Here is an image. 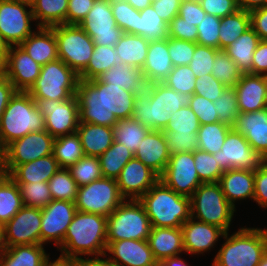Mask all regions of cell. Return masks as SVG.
<instances>
[{"mask_svg":"<svg viewBox=\"0 0 267 266\" xmlns=\"http://www.w3.org/2000/svg\"><path fill=\"white\" fill-rule=\"evenodd\" d=\"M136 94L97 79H79L75 97L80 122L113 127L119 119L132 117Z\"/></svg>","mask_w":267,"mask_h":266,"instance_id":"6da1fadb","label":"cell"},{"mask_svg":"<svg viewBox=\"0 0 267 266\" xmlns=\"http://www.w3.org/2000/svg\"><path fill=\"white\" fill-rule=\"evenodd\" d=\"M107 248V217L76 211L59 250V257L81 259V255L104 257ZM80 255V257H79Z\"/></svg>","mask_w":267,"mask_h":266,"instance_id":"7a4b0ae2","label":"cell"},{"mask_svg":"<svg viewBox=\"0 0 267 266\" xmlns=\"http://www.w3.org/2000/svg\"><path fill=\"white\" fill-rule=\"evenodd\" d=\"M139 201L145 208L152 227L179 228L190 217V197L174 192L158 180Z\"/></svg>","mask_w":267,"mask_h":266,"instance_id":"3957f363","label":"cell"},{"mask_svg":"<svg viewBox=\"0 0 267 266\" xmlns=\"http://www.w3.org/2000/svg\"><path fill=\"white\" fill-rule=\"evenodd\" d=\"M228 235L212 266H258L267 252V229L244 227Z\"/></svg>","mask_w":267,"mask_h":266,"instance_id":"277c9868","label":"cell"},{"mask_svg":"<svg viewBox=\"0 0 267 266\" xmlns=\"http://www.w3.org/2000/svg\"><path fill=\"white\" fill-rule=\"evenodd\" d=\"M45 130L43 115L27 91H16L0 117V140L4 147L30 132Z\"/></svg>","mask_w":267,"mask_h":266,"instance_id":"5b68a950","label":"cell"},{"mask_svg":"<svg viewBox=\"0 0 267 266\" xmlns=\"http://www.w3.org/2000/svg\"><path fill=\"white\" fill-rule=\"evenodd\" d=\"M191 217L228 232L235 208L225 198L220 184L202 183L190 197Z\"/></svg>","mask_w":267,"mask_h":266,"instance_id":"8992f818","label":"cell"},{"mask_svg":"<svg viewBox=\"0 0 267 266\" xmlns=\"http://www.w3.org/2000/svg\"><path fill=\"white\" fill-rule=\"evenodd\" d=\"M79 75L61 59L41 67L40 75L27 91L33 99L64 101L75 96Z\"/></svg>","mask_w":267,"mask_h":266,"instance_id":"52a82bcc","label":"cell"},{"mask_svg":"<svg viewBox=\"0 0 267 266\" xmlns=\"http://www.w3.org/2000/svg\"><path fill=\"white\" fill-rule=\"evenodd\" d=\"M151 222L139 200H124L107 217V241L147 240Z\"/></svg>","mask_w":267,"mask_h":266,"instance_id":"ba28073f","label":"cell"},{"mask_svg":"<svg viewBox=\"0 0 267 266\" xmlns=\"http://www.w3.org/2000/svg\"><path fill=\"white\" fill-rule=\"evenodd\" d=\"M58 56L78 75L87 67L94 50L92 38L78 24L52 26Z\"/></svg>","mask_w":267,"mask_h":266,"instance_id":"9c48e42d","label":"cell"},{"mask_svg":"<svg viewBox=\"0 0 267 266\" xmlns=\"http://www.w3.org/2000/svg\"><path fill=\"white\" fill-rule=\"evenodd\" d=\"M124 200L117 181L102 177L78 187L75 206L77 211L108 217Z\"/></svg>","mask_w":267,"mask_h":266,"instance_id":"30bf717a","label":"cell"},{"mask_svg":"<svg viewBox=\"0 0 267 266\" xmlns=\"http://www.w3.org/2000/svg\"><path fill=\"white\" fill-rule=\"evenodd\" d=\"M55 138L46 130L30 132L5 147L1 163L5 175H9L18 165L53 154Z\"/></svg>","mask_w":267,"mask_h":266,"instance_id":"8fae6325","label":"cell"},{"mask_svg":"<svg viewBox=\"0 0 267 266\" xmlns=\"http://www.w3.org/2000/svg\"><path fill=\"white\" fill-rule=\"evenodd\" d=\"M44 117L45 130L54 138L77 132L80 122L79 107L75 96L68 100L34 99Z\"/></svg>","mask_w":267,"mask_h":266,"instance_id":"7c38bea8","label":"cell"},{"mask_svg":"<svg viewBox=\"0 0 267 266\" xmlns=\"http://www.w3.org/2000/svg\"><path fill=\"white\" fill-rule=\"evenodd\" d=\"M213 155L223 171L230 169L255 171L266 161L251 147L244 135L233 128L227 133L221 150Z\"/></svg>","mask_w":267,"mask_h":266,"instance_id":"4fadbf2b","label":"cell"},{"mask_svg":"<svg viewBox=\"0 0 267 266\" xmlns=\"http://www.w3.org/2000/svg\"><path fill=\"white\" fill-rule=\"evenodd\" d=\"M172 114L163 106V83L147 84L144 91L137 93L134 101L132 119L139 121L151 130L163 131L170 122Z\"/></svg>","mask_w":267,"mask_h":266,"instance_id":"5bb4252c","label":"cell"},{"mask_svg":"<svg viewBox=\"0 0 267 266\" xmlns=\"http://www.w3.org/2000/svg\"><path fill=\"white\" fill-rule=\"evenodd\" d=\"M78 25L92 38L95 45L114 47L123 34L116 25L109 0H96Z\"/></svg>","mask_w":267,"mask_h":266,"instance_id":"9a60e30c","label":"cell"},{"mask_svg":"<svg viewBox=\"0 0 267 266\" xmlns=\"http://www.w3.org/2000/svg\"><path fill=\"white\" fill-rule=\"evenodd\" d=\"M31 21H34L31 6L11 0H0V35L9 47L19 46L33 33Z\"/></svg>","mask_w":267,"mask_h":266,"instance_id":"2e32d148","label":"cell"},{"mask_svg":"<svg viewBox=\"0 0 267 266\" xmlns=\"http://www.w3.org/2000/svg\"><path fill=\"white\" fill-rule=\"evenodd\" d=\"M41 219L40 208L23 206L3 226L5 247L41 244Z\"/></svg>","mask_w":267,"mask_h":266,"instance_id":"e0dca14e","label":"cell"},{"mask_svg":"<svg viewBox=\"0 0 267 266\" xmlns=\"http://www.w3.org/2000/svg\"><path fill=\"white\" fill-rule=\"evenodd\" d=\"M194 164V152L171 155L159 180L177 194L191 197L202 184Z\"/></svg>","mask_w":267,"mask_h":266,"instance_id":"ac0fdd59","label":"cell"},{"mask_svg":"<svg viewBox=\"0 0 267 266\" xmlns=\"http://www.w3.org/2000/svg\"><path fill=\"white\" fill-rule=\"evenodd\" d=\"M76 211L75 202L64 200H52L41 209V245L53 240L60 248Z\"/></svg>","mask_w":267,"mask_h":266,"instance_id":"d6986e66","label":"cell"},{"mask_svg":"<svg viewBox=\"0 0 267 266\" xmlns=\"http://www.w3.org/2000/svg\"><path fill=\"white\" fill-rule=\"evenodd\" d=\"M158 180L159 176L135 157L127 162L116 179L126 200H139Z\"/></svg>","mask_w":267,"mask_h":266,"instance_id":"ffe728a7","label":"cell"},{"mask_svg":"<svg viewBox=\"0 0 267 266\" xmlns=\"http://www.w3.org/2000/svg\"><path fill=\"white\" fill-rule=\"evenodd\" d=\"M41 65L20 46H10L5 75L17 91H28L40 75Z\"/></svg>","mask_w":267,"mask_h":266,"instance_id":"44dd1931","label":"cell"},{"mask_svg":"<svg viewBox=\"0 0 267 266\" xmlns=\"http://www.w3.org/2000/svg\"><path fill=\"white\" fill-rule=\"evenodd\" d=\"M113 257L106 258L115 266H154V258L147 240L107 241L106 253Z\"/></svg>","mask_w":267,"mask_h":266,"instance_id":"7402d4cb","label":"cell"},{"mask_svg":"<svg viewBox=\"0 0 267 266\" xmlns=\"http://www.w3.org/2000/svg\"><path fill=\"white\" fill-rule=\"evenodd\" d=\"M234 88L239 112H254L267 108V76L243 73Z\"/></svg>","mask_w":267,"mask_h":266,"instance_id":"603a6c76","label":"cell"},{"mask_svg":"<svg viewBox=\"0 0 267 266\" xmlns=\"http://www.w3.org/2000/svg\"><path fill=\"white\" fill-rule=\"evenodd\" d=\"M232 128L244 135L251 147L267 160V108L239 112Z\"/></svg>","mask_w":267,"mask_h":266,"instance_id":"cb8c5ba5","label":"cell"},{"mask_svg":"<svg viewBox=\"0 0 267 266\" xmlns=\"http://www.w3.org/2000/svg\"><path fill=\"white\" fill-rule=\"evenodd\" d=\"M194 220L193 217H190L181 226L183 248L185 252L190 254H203L205 251H209L225 232L215 225Z\"/></svg>","mask_w":267,"mask_h":266,"instance_id":"d4e9b609","label":"cell"},{"mask_svg":"<svg viewBox=\"0 0 267 266\" xmlns=\"http://www.w3.org/2000/svg\"><path fill=\"white\" fill-rule=\"evenodd\" d=\"M134 157L160 177L170 158L163 131L150 130L146 137L142 139Z\"/></svg>","mask_w":267,"mask_h":266,"instance_id":"484cf974","label":"cell"},{"mask_svg":"<svg viewBox=\"0 0 267 266\" xmlns=\"http://www.w3.org/2000/svg\"><path fill=\"white\" fill-rule=\"evenodd\" d=\"M173 67L168 52V37L150 41L146 61L141 69L147 84L163 82Z\"/></svg>","mask_w":267,"mask_h":266,"instance_id":"4316f807","label":"cell"},{"mask_svg":"<svg viewBox=\"0 0 267 266\" xmlns=\"http://www.w3.org/2000/svg\"><path fill=\"white\" fill-rule=\"evenodd\" d=\"M19 46L41 66L59 59L57 42L52 27H37Z\"/></svg>","mask_w":267,"mask_h":266,"instance_id":"83f0119b","label":"cell"},{"mask_svg":"<svg viewBox=\"0 0 267 266\" xmlns=\"http://www.w3.org/2000/svg\"><path fill=\"white\" fill-rule=\"evenodd\" d=\"M218 183L225 198L234 208L236 200L254 199V171L230 169L224 171Z\"/></svg>","mask_w":267,"mask_h":266,"instance_id":"f1b7e54d","label":"cell"},{"mask_svg":"<svg viewBox=\"0 0 267 266\" xmlns=\"http://www.w3.org/2000/svg\"><path fill=\"white\" fill-rule=\"evenodd\" d=\"M147 242L157 261L178 256L184 251L181 227H152Z\"/></svg>","mask_w":267,"mask_h":266,"instance_id":"f546056e","label":"cell"},{"mask_svg":"<svg viewBox=\"0 0 267 266\" xmlns=\"http://www.w3.org/2000/svg\"><path fill=\"white\" fill-rule=\"evenodd\" d=\"M76 133L85 156L100 157L114 142L113 127L79 122Z\"/></svg>","mask_w":267,"mask_h":266,"instance_id":"4dcf8cb0","label":"cell"},{"mask_svg":"<svg viewBox=\"0 0 267 266\" xmlns=\"http://www.w3.org/2000/svg\"><path fill=\"white\" fill-rule=\"evenodd\" d=\"M60 169L53 154L18 165L9 176L16 183L48 182Z\"/></svg>","mask_w":267,"mask_h":266,"instance_id":"1f68e13d","label":"cell"},{"mask_svg":"<svg viewBox=\"0 0 267 266\" xmlns=\"http://www.w3.org/2000/svg\"><path fill=\"white\" fill-rule=\"evenodd\" d=\"M96 79L135 93H140L147 87L143 71L130 64L115 65Z\"/></svg>","mask_w":267,"mask_h":266,"instance_id":"d6a6232c","label":"cell"},{"mask_svg":"<svg viewBox=\"0 0 267 266\" xmlns=\"http://www.w3.org/2000/svg\"><path fill=\"white\" fill-rule=\"evenodd\" d=\"M44 245H17L5 247L0 255V266H45L50 259Z\"/></svg>","mask_w":267,"mask_h":266,"instance_id":"836d02e7","label":"cell"},{"mask_svg":"<svg viewBox=\"0 0 267 266\" xmlns=\"http://www.w3.org/2000/svg\"><path fill=\"white\" fill-rule=\"evenodd\" d=\"M260 41L259 35L250 27L224 49L242 73L252 74L253 53Z\"/></svg>","mask_w":267,"mask_h":266,"instance_id":"e575fe53","label":"cell"},{"mask_svg":"<svg viewBox=\"0 0 267 266\" xmlns=\"http://www.w3.org/2000/svg\"><path fill=\"white\" fill-rule=\"evenodd\" d=\"M149 42L140 35L123 33L114 48L123 64L142 69L146 61Z\"/></svg>","mask_w":267,"mask_h":266,"instance_id":"d590c367","label":"cell"},{"mask_svg":"<svg viewBox=\"0 0 267 266\" xmlns=\"http://www.w3.org/2000/svg\"><path fill=\"white\" fill-rule=\"evenodd\" d=\"M123 64L114 47L94 45L93 54L87 67L79 74V79H96L115 65Z\"/></svg>","mask_w":267,"mask_h":266,"instance_id":"8d00e7d4","label":"cell"},{"mask_svg":"<svg viewBox=\"0 0 267 266\" xmlns=\"http://www.w3.org/2000/svg\"><path fill=\"white\" fill-rule=\"evenodd\" d=\"M31 7L38 27L66 24L68 0H35Z\"/></svg>","mask_w":267,"mask_h":266,"instance_id":"74e56055","label":"cell"},{"mask_svg":"<svg viewBox=\"0 0 267 266\" xmlns=\"http://www.w3.org/2000/svg\"><path fill=\"white\" fill-rule=\"evenodd\" d=\"M23 206L18 185L4 174L0 178V225L4 226Z\"/></svg>","mask_w":267,"mask_h":266,"instance_id":"f35d334b","label":"cell"},{"mask_svg":"<svg viewBox=\"0 0 267 266\" xmlns=\"http://www.w3.org/2000/svg\"><path fill=\"white\" fill-rule=\"evenodd\" d=\"M250 27V13L246 10L239 9L234 14L222 17L219 27V50L227 48Z\"/></svg>","mask_w":267,"mask_h":266,"instance_id":"ab89813d","label":"cell"},{"mask_svg":"<svg viewBox=\"0 0 267 266\" xmlns=\"http://www.w3.org/2000/svg\"><path fill=\"white\" fill-rule=\"evenodd\" d=\"M134 157L124 144H113L99 157L101 173L104 178L117 179L123 167Z\"/></svg>","mask_w":267,"mask_h":266,"instance_id":"60d3db41","label":"cell"},{"mask_svg":"<svg viewBox=\"0 0 267 266\" xmlns=\"http://www.w3.org/2000/svg\"><path fill=\"white\" fill-rule=\"evenodd\" d=\"M151 129L143 126L139 121L132 118L119 119L113 125L114 141L124 146L135 154L143 138Z\"/></svg>","mask_w":267,"mask_h":266,"instance_id":"b9f144b4","label":"cell"},{"mask_svg":"<svg viewBox=\"0 0 267 266\" xmlns=\"http://www.w3.org/2000/svg\"><path fill=\"white\" fill-rule=\"evenodd\" d=\"M152 4L138 11L137 35L155 41L168 37V24L158 16Z\"/></svg>","mask_w":267,"mask_h":266,"instance_id":"7bdbcfd3","label":"cell"},{"mask_svg":"<svg viewBox=\"0 0 267 266\" xmlns=\"http://www.w3.org/2000/svg\"><path fill=\"white\" fill-rule=\"evenodd\" d=\"M53 155L60 168L68 169L71 165H74L85 156L79 135L73 133L55 138Z\"/></svg>","mask_w":267,"mask_h":266,"instance_id":"ee69618b","label":"cell"},{"mask_svg":"<svg viewBox=\"0 0 267 266\" xmlns=\"http://www.w3.org/2000/svg\"><path fill=\"white\" fill-rule=\"evenodd\" d=\"M231 128L222 122L200 125L197 133L198 149L211 154L220 151Z\"/></svg>","mask_w":267,"mask_h":266,"instance_id":"f6af8a7d","label":"cell"},{"mask_svg":"<svg viewBox=\"0 0 267 266\" xmlns=\"http://www.w3.org/2000/svg\"><path fill=\"white\" fill-rule=\"evenodd\" d=\"M53 200L75 202L78 185L66 168H60L48 181Z\"/></svg>","mask_w":267,"mask_h":266,"instance_id":"bcb514c9","label":"cell"},{"mask_svg":"<svg viewBox=\"0 0 267 266\" xmlns=\"http://www.w3.org/2000/svg\"><path fill=\"white\" fill-rule=\"evenodd\" d=\"M211 74L226 87H234L243 75L224 50H220L216 54Z\"/></svg>","mask_w":267,"mask_h":266,"instance_id":"7dc6e473","label":"cell"},{"mask_svg":"<svg viewBox=\"0 0 267 266\" xmlns=\"http://www.w3.org/2000/svg\"><path fill=\"white\" fill-rule=\"evenodd\" d=\"M24 206L43 209L52 200L48 182L16 183Z\"/></svg>","mask_w":267,"mask_h":266,"instance_id":"c3c4849f","label":"cell"},{"mask_svg":"<svg viewBox=\"0 0 267 266\" xmlns=\"http://www.w3.org/2000/svg\"><path fill=\"white\" fill-rule=\"evenodd\" d=\"M68 170L78 187L87 185L102 178L99 157L84 156Z\"/></svg>","mask_w":267,"mask_h":266,"instance_id":"681fc988","label":"cell"},{"mask_svg":"<svg viewBox=\"0 0 267 266\" xmlns=\"http://www.w3.org/2000/svg\"><path fill=\"white\" fill-rule=\"evenodd\" d=\"M116 25L123 33L137 35L138 10L124 0H111Z\"/></svg>","mask_w":267,"mask_h":266,"instance_id":"f907efd6","label":"cell"},{"mask_svg":"<svg viewBox=\"0 0 267 266\" xmlns=\"http://www.w3.org/2000/svg\"><path fill=\"white\" fill-rule=\"evenodd\" d=\"M194 162L202 183H217L224 173L211 153L196 149L194 151Z\"/></svg>","mask_w":267,"mask_h":266,"instance_id":"816d5d0a","label":"cell"},{"mask_svg":"<svg viewBox=\"0 0 267 266\" xmlns=\"http://www.w3.org/2000/svg\"><path fill=\"white\" fill-rule=\"evenodd\" d=\"M196 77L189 65L175 66L169 76L163 80L169 88L188 96L194 94Z\"/></svg>","mask_w":267,"mask_h":266,"instance_id":"f5cc1de1","label":"cell"},{"mask_svg":"<svg viewBox=\"0 0 267 266\" xmlns=\"http://www.w3.org/2000/svg\"><path fill=\"white\" fill-rule=\"evenodd\" d=\"M218 113L219 122L233 126L239 114L237 96L234 87H226L221 96L213 102Z\"/></svg>","mask_w":267,"mask_h":266,"instance_id":"db71d44e","label":"cell"},{"mask_svg":"<svg viewBox=\"0 0 267 266\" xmlns=\"http://www.w3.org/2000/svg\"><path fill=\"white\" fill-rule=\"evenodd\" d=\"M200 127L199 119L189 106L180 108L172 113L170 122L164 130H172L175 133L190 134L198 132Z\"/></svg>","mask_w":267,"mask_h":266,"instance_id":"11a10c76","label":"cell"},{"mask_svg":"<svg viewBox=\"0 0 267 266\" xmlns=\"http://www.w3.org/2000/svg\"><path fill=\"white\" fill-rule=\"evenodd\" d=\"M219 51L213 47L195 43V50L189 66L196 78L212 73L215 56Z\"/></svg>","mask_w":267,"mask_h":266,"instance_id":"9f6ffc18","label":"cell"},{"mask_svg":"<svg viewBox=\"0 0 267 266\" xmlns=\"http://www.w3.org/2000/svg\"><path fill=\"white\" fill-rule=\"evenodd\" d=\"M221 18L206 14L197 26L198 37L196 43L219 50V27Z\"/></svg>","mask_w":267,"mask_h":266,"instance_id":"6f0895ef","label":"cell"},{"mask_svg":"<svg viewBox=\"0 0 267 266\" xmlns=\"http://www.w3.org/2000/svg\"><path fill=\"white\" fill-rule=\"evenodd\" d=\"M167 142L169 155L182 152H194L198 149V132L190 134L175 133L172 130H163Z\"/></svg>","mask_w":267,"mask_h":266,"instance_id":"680465c9","label":"cell"},{"mask_svg":"<svg viewBox=\"0 0 267 266\" xmlns=\"http://www.w3.org/2000/svg\"><path fill=\"white\" fill-rule=\"evenodd\" d=\"M194 50V42L168 37V52L174 67L189 65Z\"/></svg>","mask_w":267,"mask_h":266,"instance_id":"91938a15","label":"cell"},{"mask_svg":"<svg viewBox=\"0 0 267 266\" xmlns=\"http://www.w3.org/2000/svg\"><path fill=\"white\" fill-rule=\"evenodd\" d=\"M188 106L196 114L200 125L219 122L216 108L210 100L205 97L193 94L189 96Z\"/></svg>","mask_w":267,"mask_h":266,"instance_id":"94428289","label":"cell"},{"mask_svg":"<svg viewBox=\"0 0 267 266\" xmlns=\"http://www.w3.org/2000/svg\"><path fill=\"white\" fill-rule=\"evenodd\" d=\"M224 89H226L224 84L214 78L212 74H206L196 78L194 94L214 102L221 96Z\"/></svg>","mask_w":267,"mask_h":266,"instance_id":"6125c7cd","label":"cell"},{"mask_svg":"<svg viewBox=\"0 0 267 266\" xmlns=\"http://www.w3.org/2000/svg\"><path fill=\"white\" fill-rule=\"evenodd\" d=\"M168 37L196 43L198 37L197 26L186 22V20L177 15L168 24Z\"/></svg>","mask_w":267,"mask_h":266,"instance_id":"be15d7a7","label":"cell"},{"mask_svg":"<svg viewBox=\"0 0 267 266\" xmlns=\"http://www.w3.org/2000/svg\"><path fill=\"white\" fill-rule=\"evenodd\" d=\"M201 8L209 15L225 17L239 10L236 0H200Z\"/></svg>","mask_w":267,"mask_h":266,"instance_id":"e7e4bbea","label":"cell"},{"mask_svg":"<svg viewBox=\"0 0 267 266\" xmlns=\"http://www.w3.org/2000/svg\"><path fill=\"white\" fill-rule=\"evenodd\" d=\"M254 201L267 208V160L254 171Z\"/></svg>","mask_w":267,"mask_h":266,"instance_id":"03108f58","label":"cell"},{"mask_svg":"<svg viewBox=\"0 0 267 266\" xmlns=\"http://www.w3.org/2000/svg\"><path fill=\"white\" fill-rule=\"evenodd\" d=\"M96 0H68L66 24H79L86 17Z\"/></svg>","mask_w":267,"mask_h":266,"instance_id":"003e7915","label":"cell"},{"mask_svg":"<svg viewBox=\"0 0 267 266\" xmlns=\"http://www.w3.org/2000/svg\"><path fill=\"white\" fill-rule=\"evenodd\" d=\"M207 13L201 8L199 1L182 0L178 15L186 22L198 26Z\"/></svg>","mask_w":267,"mask_h":266,"instance_id":"a7ac6f4b","label":"cell"},{"mask_svg":"<svg viewBox=\"0 0 267 266\" xmlns=\"http://www.w3.org/2000/svg\"><path fill=\"white\" fill-rule=\"evenodd\" d=\"M189 96L179 93L163 83V106L169 114L175 113L180 108L188 106Z\"/></svg>","mask_w":267,"mask_h":266,"instance_id":"89a4df30","label":"cell"},{"mask_svg":"<svg viewBox=\"0 0 267 266\" xmlns=\"http://www.w3.org/2000/svg\"><path fill=\"white\" fill-rule=\"evenodd\" d=\"M182 0H157L152 2L156 13L165 20L167 24L178 15Z\"/></svg>","mask_w":267,"mask_h":266,"instance_id":"2644e50d","label":"cell"},{"mask_svg":"<svg viewBox=\"0 0 267 266\" xmlns=\"http://www.w3.org/2000/svg\"><path fill=\"white\" fill-rule=\"evenodd\" d=\"M252 74L267 76V41L260 40L253 53Z\"/></svg>","mask_w":267,"mask_h":266,"instance_id":"8c879c8a","label":"cell"},{"mask_svg":"<svg viewBox=\"0 0 267 266\" xmlns=\"http://www.w3.org/2000/svg\"><path fill=\"white\" fill-rule=\"evenodd\" d=\"M251 27L259 35L260 40L267 41V6L249 12Z\"/></svg>","mask_w":267,"mask_h":266,"instance_id":"753ad0ef","label":"cell"},{"mask_svg":"<svg viewBox=\"0 0 267 266\" xmlns=\"http://www.w3.org/2000/svg\"><path fill=\"white\" fill-rule=\"evenodd\" d=\"M16 91L14 85L8 80L6 75L0 76V117Z\"/></svg>","mask_w":267,"mask_h":266,"instance_id":"34e18365","label":"cell"},{"mask_svg":"<svg viewBox=\"0 0 267 266\" xmlns=\"http://www.w3.org/2000/svg\"><path fill=\"white\" fill-rule=\"evenodd\" d=\"M240 10L248 12L267 6V0H236Z\"/></svg>","mask_w":267,"mask_h":266,"instance_id":"11e5206c","label":"cell"},{"mask_svg":"<svg viewBox=\"0 0 267 266\" xmlns=\"http://www.w3.org/2000/svg\"><path fill=\"white\" fill-rule=\"evenodd\" d=\"M77 266H115L111 262H109L107 259L102 258H91V259H78L77 260Z\"/></svg>","mask_w":267,"mask_h":266,"instance_id":"2a66077c","label":"cell"},{"mask_svg":"<svg viewBox=\"0 0 267 266\" xmlns=\"http://www.w3.org/2000/svg\"><path fill=\"white\" fill-rule=\"evenodd\" d=\"M48 260L45 266H77V259H65V258H57L53 262H49Z\"/></svg>","mask_w":267,"mask_h":266,"instance_id":"b9fcfbb0","label":"cell"},{"mask_svg":"<svg viewBox=\"0 0 267 266\" xmlns=\"http://www.w3.org/2000/svg\"><path fill=\"white\" fill-rule=\"evenodd\" d=\"M132 5L136 10L141 11L152 4L151 0H124Z\"/></svg>","mask_w":267,"mask_h":266,"instance_id":"09005b40","label":"cell"},{"mask_svg":"<svg viewBox=\"0 0 267 266\" xmlns=\"http://www.w3.org/2000/svg\"><path fill=\"white\" fill-rule=\"evenodd\" d=\"M163 261L167 264V266H188L179 256L165 258Z\"/></svg>","mask_w":267,"mask_h":266,"instance_id":"979ff035","label":"cell"},{"mask_svg":"<svg viewBox=\"0 0 267 266\" xmlns=\"http://www.w3.org/2000/svg\"><path fill=\"white\" fill-rule=\"evenodd\" d=\"M8 53H0V76L5 75V63Z\"/></svg>","mask_w":267,"mask_h":266,"instance_id":"deb4b68c","label":"cell"},{"mask_svg":"<svg viewBox=\"0 0 267 266\" xmlns=\"http://www.w3.org/2000/svg\"><path fill=\"white\" fill-rule=\"evenodd\" d=\"M9 45L4 41L3 37L0 35V53H8Z\"/></svg>","mask_w":267,"mask_h":266,"instance_id":"67dfc351","label":"cell"},{"mask_svg":"<svg viewBox=\"0 0 267 266\" xmlns=\"http://www.w3.org/2000/svg\"><path fill=\"white\" fill-rule=\"evenodd\" d=\"M5 250L4 240H3V226L0 225V255Z\"/></svg>","mask_w":267,"mask_h":266,"instance_id":"b62a3aed","label":"cell"},{"mask_svg":"<svg viewBox=\"0 0 267 266\" xmlns=\"http://www.w3.org/2000/svg\"><path fill=\"white\" fill-rule=\"evenodd\" d=\"M4 155H5V147L2 145L0 140V165L4 159Z\"/></svg>","mask_w":267,"mask_h":266,"instance_id":"603ad722","label":"cell"},{"mask_svg":"<svg viewBox=\"0 0 267 266\" xmlns=\"http://www.w3.org/2000/svg\"><path fill=\"white\" fill-rule=\"evenodd\" d=\"M11 1H15L18 3H24V4H27L29 6H32L35 3V0H11Z\"/></svg>","mask_w":267,"mask_h":266,"instance_id":"5803f987","label":"cell"}]
</instances>
